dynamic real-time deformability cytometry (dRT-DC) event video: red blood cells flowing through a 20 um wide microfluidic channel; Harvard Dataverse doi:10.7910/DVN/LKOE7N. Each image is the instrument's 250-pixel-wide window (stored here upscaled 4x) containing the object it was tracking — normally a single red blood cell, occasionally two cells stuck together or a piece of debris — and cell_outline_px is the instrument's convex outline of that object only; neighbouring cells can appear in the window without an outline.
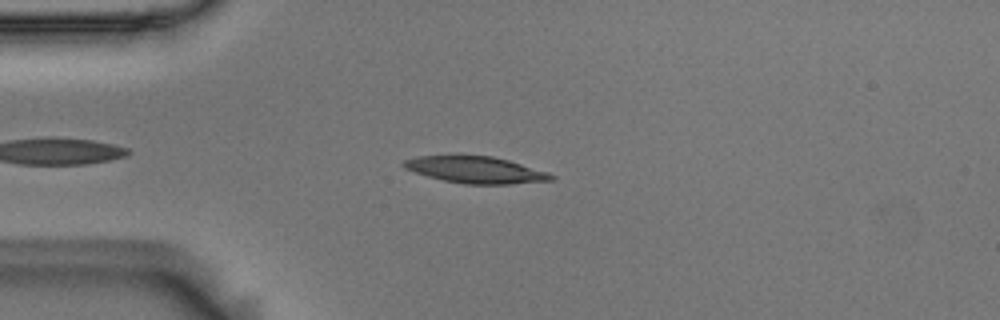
{"species": "Egyptian fruit bat (a non-hibernating species)", "species_latin": "Rousettus aegyptiacus", "temperature_condition": "room temperature", "stored_images_in_passage": 46, "camera_frame_rate_fps": 3000, "um_per_image_px": 0.085, "animal": {"sex": "male"}, "frame": {"image": 1, "passage_image": 8, "time_ms": 2.333, "image_size_px": [1000, 320], "cell_outline_px": [[556, 180], [508, 184], [464, 184], [444, 180], [428, 176], [404, 168], [400, 164], [404, 160], [420, 156], [456, 152], [460, 152], [492, 156], [508, 160], [548, 172], [556, 176]], "centroid_in_image_um": [40.39, 14.38], "position_along_channel_um": 44.6, "area_um2": 23.81}}
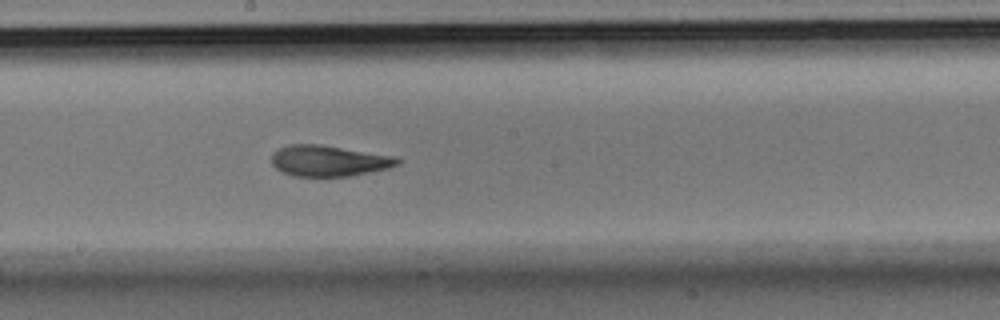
{"frame": {"image": 2, "passage_image": 24, "time_ms": 7.667, "image_size_px": [1000, 320], "cell_outline_px": [[400, 164], [388, 168], [348, 176], [292, 176], [280, 172], [272, 164], [272, 152], [280, 148], [292, 144], [320, 144], [396, 156], [400, 160]], "centroid_in_image_um": [27.93, 13.66], "position_along_channel_um": 220.3, "area_um2": 22.72}}
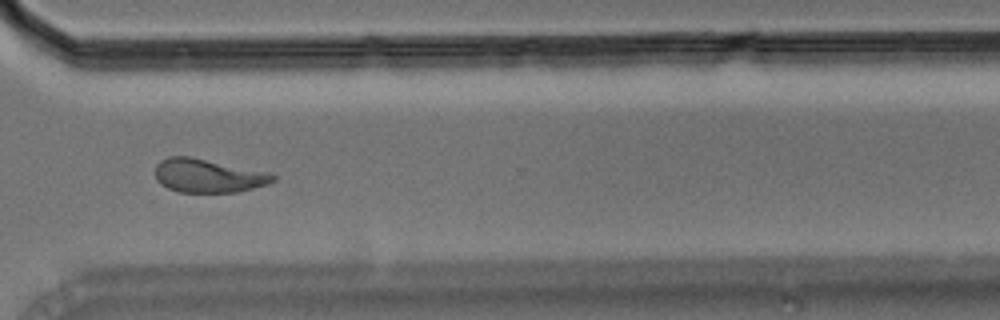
{"frame": {"image": 3, "passage_image": 35, "time_ms": 11.333, "image_size_px": [1000, 320], "cell_outline_px": [[276, 180], [268, 184], [240, 192], [180, 192], [168, 188], [160, 184], [156, 180], [156, 164], [160, 160], [168, 156], [188, 156], [272, 172], [276, 176]], "centroid_in_image_um": [17.73, 14.93], "position_along_channel_um": 352.9, "area_um2": 23.35}, "authors_computed_cell_mechanics": {"area_um2": 22.9466, "velocity_mm_per_s": 3.626, "shape_relaxation_time_tau1_ms": 7.4953, "shape_relaxation_time_tau2_ms": 2.8066, "deformation_change_tau1": 0.2144, "deformation_change_tau2": 0.1037}}